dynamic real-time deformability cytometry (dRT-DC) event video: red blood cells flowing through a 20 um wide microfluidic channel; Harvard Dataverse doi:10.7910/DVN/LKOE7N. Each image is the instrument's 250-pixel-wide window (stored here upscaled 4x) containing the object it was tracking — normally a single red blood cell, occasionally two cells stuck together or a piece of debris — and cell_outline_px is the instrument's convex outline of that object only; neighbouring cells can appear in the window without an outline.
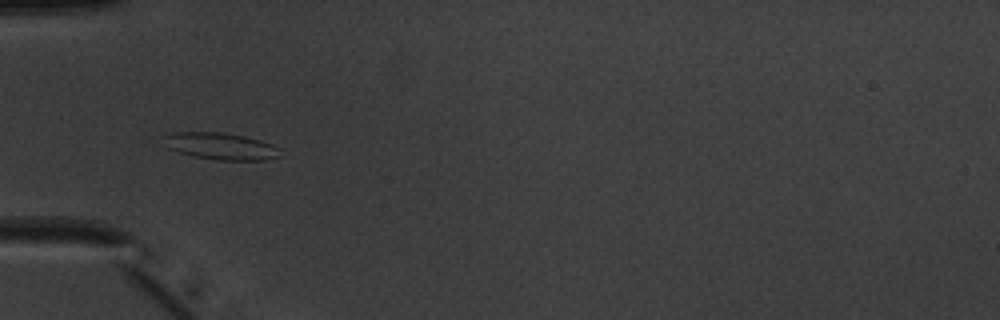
{"species": "common noctule bat (a hibernating species)", "species_latin": "Nyctalus noctula", "temperature_condition": "warm", "stored_images_in_passage": 51, "camera_frame_rate_fps": 3000, "um_per_image_px": 0.085, "animal": {"sex": "male", "body_mass_g": 20.1, "forearm_length_mm": 53.5}, "frame": {"image": 1, "passage_image": 16, "time_ms": 5.0, "image_size_px": [1000, 320], "cell_outline_px": [[280, 156], [264, 160], [216, 160], [192, 156], [168, 148], [160, 136], [172, 132], [220, 132], [244, 136], [260, 140], [272, 144], [280, 148]], "centroid_in_image_um": [18.73, 12.42], "position_along_channel_um": 66.3, "area_um2": 18.38}}
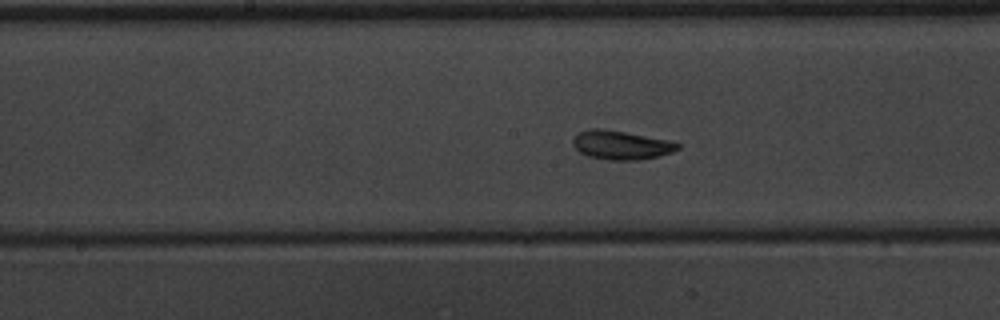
{"frame": {"image": 2, "passage_image": 26, "time_ms": 8.333, "image_size_px": [1000, 320], "cell_outline_px": [[680, 148], [672, 152], [660, 156], [640, 160], [608, 160], [588, 156], [580, 152], [572, 144], [572, 140], [580, 132], [592, 128], [600, 128], [624, 132], [668, 140], [680, 144]], "centroid_in_image_um": [52.8, 12.34], "position_along_channel_um": 195.4, "area_um2": 17.51}}
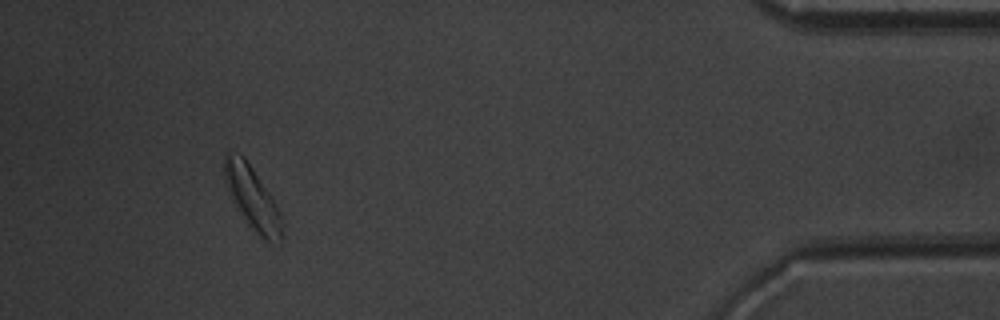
{"frame": {"image": 3, "passage_image": 47, "time_ms": 15.333, "image_size_px": [1000, 320], "cell_outline_px": [[284, 236], [280, 244], [268, 248], [248, 224], [232, 200], [224, 180], [224, 156], [228, 148], [244, 156], [276, 204], [284, 220]], "centroid_in_image_um": [21.51, 16.95], "position_along_channel_um": 413.7, "area_um2": 22.02}, "authors_computed_cell_mechanics": {"area_um2": 17.8602, "velocity_mm_per_s": 3.9142, "shape_relaxation_time_tau1_ms": null, "shape_relaxation_time_tau2_ms": 3.9872, "deformation_change_tau1": null, "deformation_change_tau2": 0.1129}}